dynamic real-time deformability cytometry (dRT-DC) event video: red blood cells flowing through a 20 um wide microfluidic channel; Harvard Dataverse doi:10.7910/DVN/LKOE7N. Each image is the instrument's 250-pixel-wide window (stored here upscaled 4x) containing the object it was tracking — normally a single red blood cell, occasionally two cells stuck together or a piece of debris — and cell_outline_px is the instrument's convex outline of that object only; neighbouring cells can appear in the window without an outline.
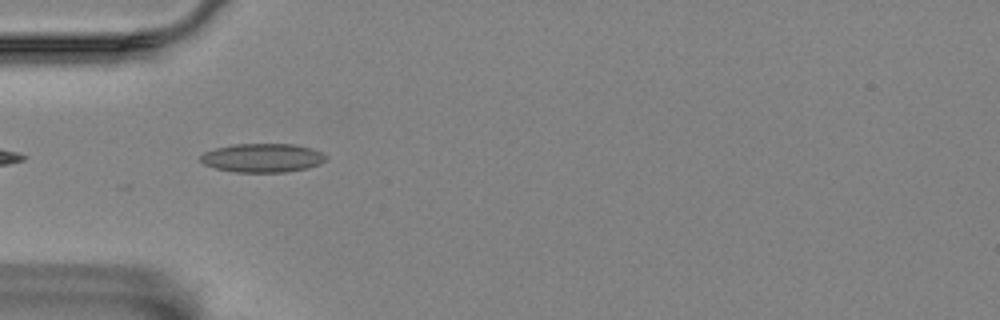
{"species": "Egyptian fruit bat (a non-hibernating species)", "species_latin": "Rousettus aegyptiacus", "temperature_condition": "room temperature", "stored_images_in_passage": 15, "camera_frame_rate_fps": 3000, "um_per_image_px": 0.085, "animal": {"sex": "female"}, "frame": {"image": 1, "passage_image": 1, "time_ms": 0.0, "image_size_px": [1000, 320], "cell_outline_px": [[328, 156], [320, 164], [308, 168], [284, 172], [236, 172], [216, 168], [204, 164], [200, 160], [200, 156], [204, 152], [216, 148], [232, 144], [292, 144], [312, 148]], "centroid_in_image_um": [22.31, 13.42], "position_along_channel_um": 62.7, "area_um2": 20.98}}